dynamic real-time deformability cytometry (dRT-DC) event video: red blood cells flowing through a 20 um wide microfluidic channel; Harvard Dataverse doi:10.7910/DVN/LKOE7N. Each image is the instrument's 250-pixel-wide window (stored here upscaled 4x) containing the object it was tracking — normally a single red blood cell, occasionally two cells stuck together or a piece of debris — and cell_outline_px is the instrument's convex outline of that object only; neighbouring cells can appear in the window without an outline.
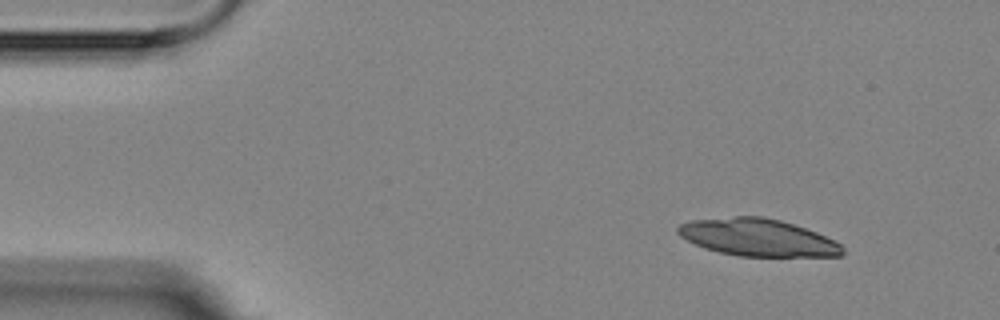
{"species": "Egyptian fruit bat (a non-hibernating species)", "species_latin": "Rousettus aegyptiacus", "temperature_condition": "room temperature", "stored_images_in_passage": 5, "camera_frame_rate_fps": 3000, "um_per_image_px": 0.085, "animal": {"sex": "female"}, "frame": {"image": 1, "passage_image": 1, "time_ms": 0.0, "image_size_px": [1000, 320], "cell_outline_px": [[844, 252], [840, 256], [740, 256], [720, 252], [704, 248], [680, 236], [676, 232], [676, 228], [680, 224], [692, 220], [736, 216], [764, 216], [780, 220], [816, 232], [840, 244], [844, 248]], "centroid_in_image_um": [64.39, 20.18], "position_along_channel_um": 20.6, "area_um2": 35.49}}